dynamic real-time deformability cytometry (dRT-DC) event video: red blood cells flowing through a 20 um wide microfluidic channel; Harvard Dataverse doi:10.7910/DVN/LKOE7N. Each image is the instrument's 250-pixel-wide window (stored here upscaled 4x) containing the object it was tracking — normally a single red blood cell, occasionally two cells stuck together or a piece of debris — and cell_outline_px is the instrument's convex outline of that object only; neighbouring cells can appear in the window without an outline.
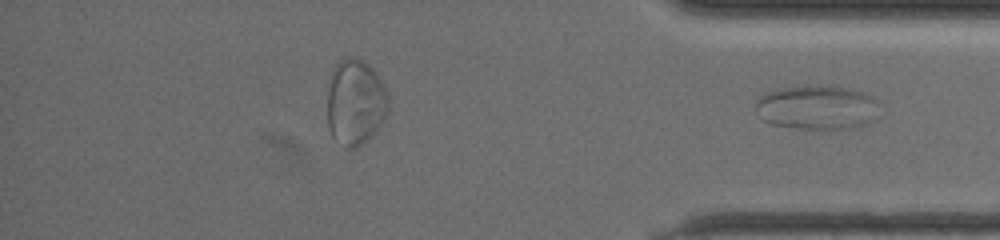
{"species": "common noctule bat (a hibernating species)", "species_latin": "Nyctalus noctula", "temperature_condition": "warm", "stored_images_in_passage": 43, "segment_of_instrument_passage": [2, 2], "camera_frame_rate_fps": 3000, "um_per_image_px": 0.085, "animal": {"sex": "female", "body_mass_g": 19.5, "forearm_length_mm": 54.1}, "frame": {"image": 1, "passage_image": 43, "time_ms": 14.0, "image_size_px": [1000, 240], "cell_outline_px": [[880, 100], [876, 120], [852, 128], [796, 128], [772, 124], [764, 120], [756, 108], [756, 96], [764, 92], [776, 88], [804, 84], [820, 84], [844, 88], [864, 92]], "centroid_in_image_um": [69.45, 9.08], "position_along_channel_um": 365.7, "area_um2": 32.6}}